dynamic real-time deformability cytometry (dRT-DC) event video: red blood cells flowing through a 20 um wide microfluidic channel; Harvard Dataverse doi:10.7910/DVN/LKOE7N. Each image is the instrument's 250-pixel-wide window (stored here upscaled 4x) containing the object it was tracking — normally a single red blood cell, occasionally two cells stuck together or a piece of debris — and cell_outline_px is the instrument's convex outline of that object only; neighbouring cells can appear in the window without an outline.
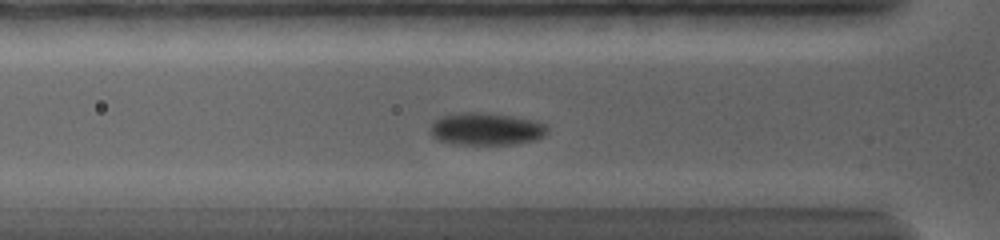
{"species": "common noctule bat (a hibernating species)", "species_latin": "Nyctalus noctula", "temperature_condition": "warm", "stored_images_in_passage": 30, "camera_frame_rate_fps": 5000, "um_per_image_px": 0.085, "animal": {"sex": "female", "body_mass_g": 19.0, "forearm_length_mm": 56.7}, "frame": {"image": 1, "passage_image": 3, "time_ms": 0.6, "image_size_px": [1000, 240], "cell_outline_px": [[548, 132], [544, 136], [536, 140], [512, 144], [456, 144], [436, 140], [432, 136], [432, 124], [440, 116], [460, 112], [488, 112], [536, 120], [544, 124], [548, 128]], "centroid_in_image_um": [41.35, 10.95], "position_along_channel_um": 84.5, "area_um2": 22.25}}
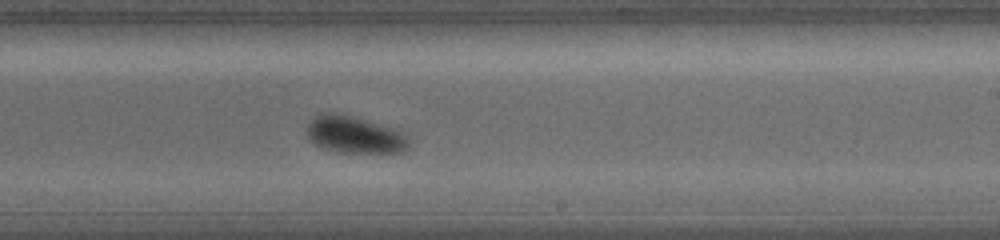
{"frame": {"image": 2, "passage_image": 16, "time_ms": 5.4, "image_size_px": [1000, 240], "cell_outline_px": [[408, 148], [400, 152], [340, 152], [316, 144], [308, 140], [308, 124], [320, 112], [336, 112], [380, 124], [404, 132], [408, 136]], "centroid_in_image_um": [30.14, 11.43], "position_along_channel_um": 258.9, "area_um2": 21.68}}
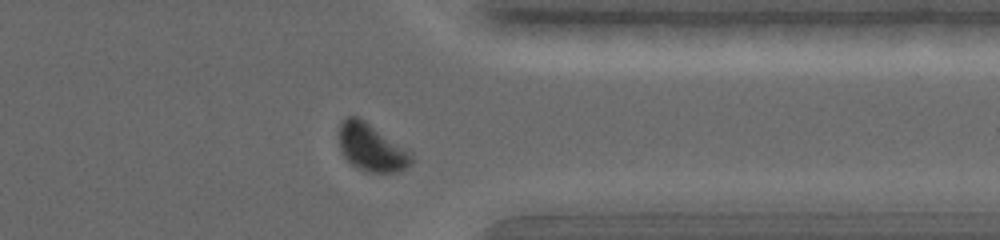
{"frame": {"image": 3, "passage_image": 26, "time_ms": 8.8, "image_size_px": [1000, 240], "cell_outline_px": [[412, 164], [396, 172], [368, 172], [352, 164], [340, 152], [340, 124], [348, 116], [360, 116], [412, 152]], "centroid_in_image_um": [31.59, 12.52], "position_along_channel_um": 379.8, "area_um2": 20.0}}